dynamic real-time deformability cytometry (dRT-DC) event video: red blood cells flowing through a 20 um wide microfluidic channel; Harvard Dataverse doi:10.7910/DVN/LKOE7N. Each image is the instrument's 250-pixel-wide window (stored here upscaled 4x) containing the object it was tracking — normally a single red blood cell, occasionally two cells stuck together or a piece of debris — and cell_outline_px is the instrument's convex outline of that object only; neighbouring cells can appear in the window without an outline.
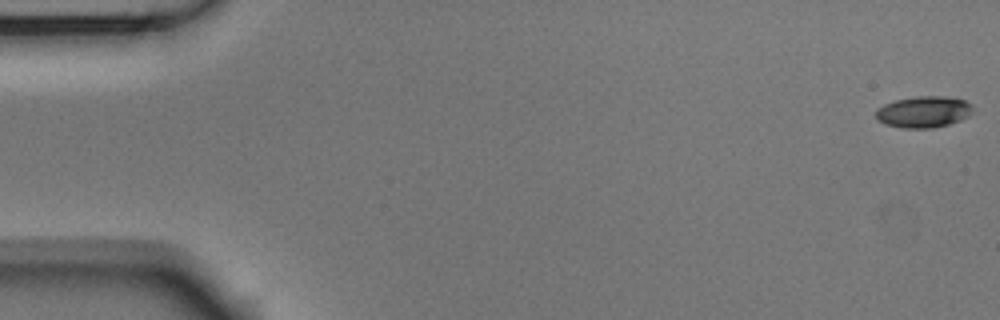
{"species": "Egyptian fruit bat (a non-hibernating species)", "species_latin": "Rousettus aegyptiacus", "temperature_condition": "room temperature", "stored_images_in_passage": 54, "camera_frame_rate_fps": 3000, "um_per_image_px": 0.085, "animal": {"sex": "male"}, "frame": {"image": 1, "passage_image": 1, "time_ms": 0.0, "image_size_px": [1000, 320], "cell_outline_px": [[972, 112], [968, 116], [960, 120], [948, 124], [932, 128], [904, 128], [884, 124], [876, 116], [876, 108], [884, 104], [896, 100], [916, 96], [944, 96], [964, 100], [972, 104]], "centroid_in_image_um": [78.51, 9.5], "position_along_channel_um": 6.5, "area_um2": 17.69}}
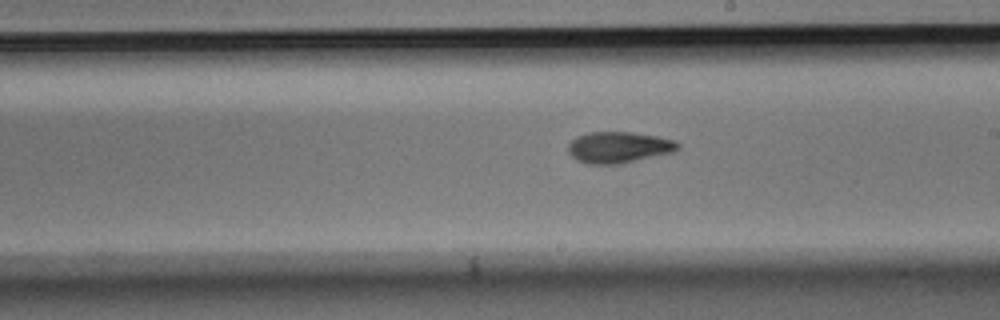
{"frame": {"image": 2, "passage_image": 31, "time_ms": 10.0, "image_size_px": [1000, 320], "cell_outline_px": [[680, 148], [672, 152], [620, 164], [588, 164], [576, 160], [568, 152], [568, 144], [576, 136], [588, 132], [632, 132], [656, 136], [676, 140], [680, 144]], "centroid_in_image_um": [52.58, 12.52], "position_along_channel_um": 236.4, "area_um2": 20.06}}
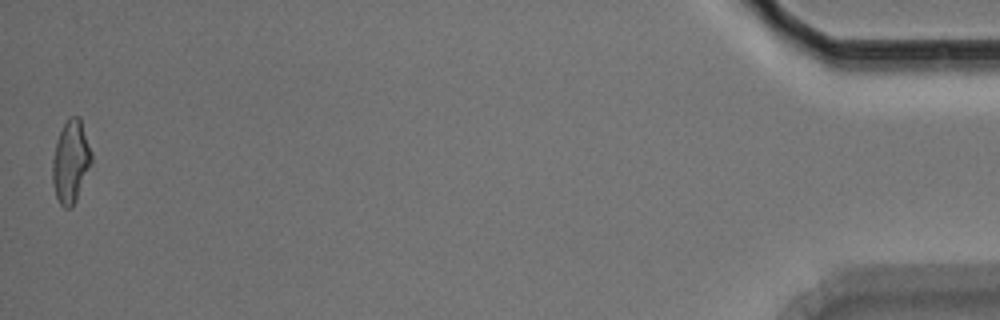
{"frame": {"image": 3, "passage_image": 54, "time_ms": 17.667, "image_size_px": [1000, 320], "cell_outline_px": [[92, 164], [76, 200], [72, 208], [64, 208], [60, 204], [56, 196], [52, 184], [52, 160], [56, 144], [60, 132], [68, 116], [80, 116], [92, 152]], "centroid_in_image_um": [6.02, 13.74], "position_along_channel_um": 429.2, "area_um2": 18.96}, "authors_computed_cell_mechanics": {"area_um2": 18.9584, "velocity_mm_per_s": 3.7299, "shape_relaxation_time_tau1_ms": 3.9448, "shape_relaxation_time_tau2_ms": 4.3802, "deformation_change_tau1": 0.1487, "deformation_change_tau2": 0.1166}}